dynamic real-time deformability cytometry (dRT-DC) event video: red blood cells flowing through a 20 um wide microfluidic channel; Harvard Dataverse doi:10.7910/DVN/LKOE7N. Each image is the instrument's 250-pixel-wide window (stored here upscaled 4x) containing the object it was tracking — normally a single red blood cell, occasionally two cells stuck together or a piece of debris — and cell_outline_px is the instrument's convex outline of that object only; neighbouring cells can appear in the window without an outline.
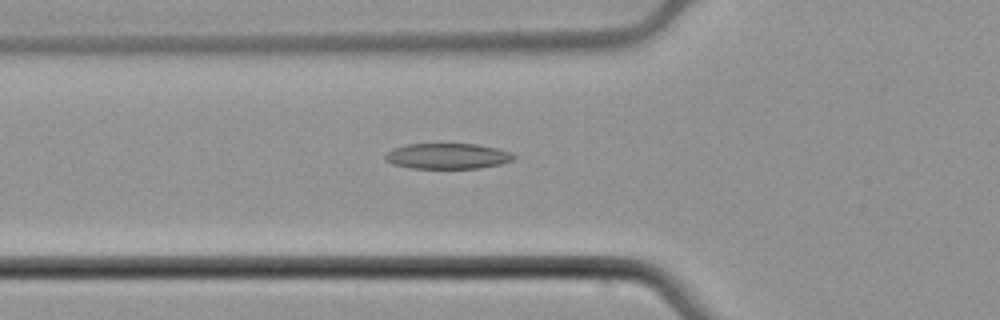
{"species": "common noctule bat (a hibernating species)", "species_latin": "Nyctalus noctula", "temperature_condition": "cold", "stored_images_in_passage": 48, "camera_frame_rate_fps": 3000, "um_per_image_px": 0.085, "animal": {"sex": "male", "body_mass_g": 21.5, "forearm_length_mm": 52.0}, "frame": {"image": 1, "passage_image": 14, "time_ms": 4.333, "image_size_px": [1000, 320], "cell_outline_px": [[516, 156], [512, 160], [500, 164], [480, 168], [412, 168], [392, 164], [384, 160], [384, 156], [388, 152], [396, 148], [408, 144], [476, 144], [496, 148], [508, 152]], "centroid_in_image_um": [38.02, 13.27], "position_along_channel_um": 87.8, "area_um2": 18.96}}
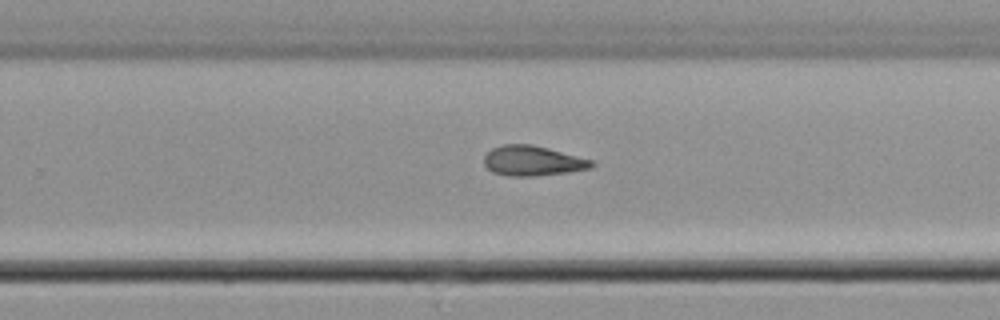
{"frame": {"image": 2, "passage_image": 29, "time_ms": 9.333, "image_size_px": [1000, 320], "cell_outline_px": [[596, 164], [592, 168], [568, 172], [536, 176], [508, 176], [492, 172], [484, 164], [484, 156], [492, 148], [504, 144], [532, 144], [548, 148], [592, 160]], "centroid_in_image_um": [45.27, 13.67], "position_along_channel_um": 284.5, "area_um2": 18.84}}
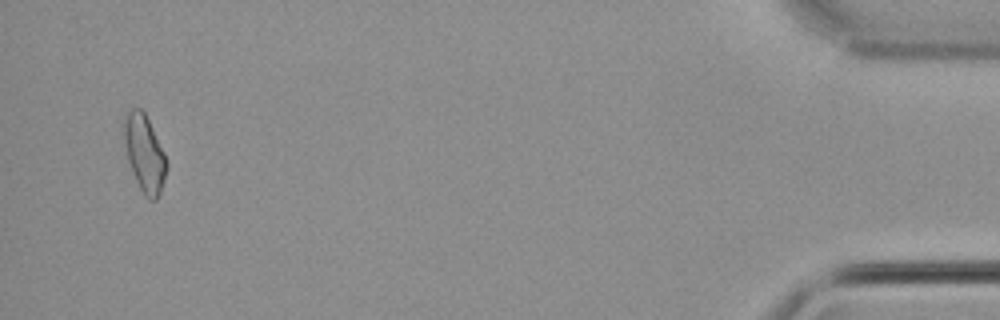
{"frame": {"image": 3, "passage_image": 46, "time_ms": 15.0, "image_size_px": [1000, 320], "cell_outline_px": [[168, 168], [160, 192], [156, 200], [148, 200], [144, 196], [136, 180], [128, 160], [124, 140], [124, 116], [132, 108], [140, 108], [144, 112], [164, 152], [168, 164]], "centroid_in_image_um": [12.29, 13.06], "position_along_channel_um": 422.9, "area_um2": 18.84}, "authors_computed_cell_mechanics": {"area_um2": 18.8428, "velocity_mm_per_s": 3.935, "shape_relaxation_time_tau1_ms": null, "shape_relaxation_time_tau2_ms": 3.1024, "deformation_change_tau1": null, "deformation_change_tau2": 0.1143}}